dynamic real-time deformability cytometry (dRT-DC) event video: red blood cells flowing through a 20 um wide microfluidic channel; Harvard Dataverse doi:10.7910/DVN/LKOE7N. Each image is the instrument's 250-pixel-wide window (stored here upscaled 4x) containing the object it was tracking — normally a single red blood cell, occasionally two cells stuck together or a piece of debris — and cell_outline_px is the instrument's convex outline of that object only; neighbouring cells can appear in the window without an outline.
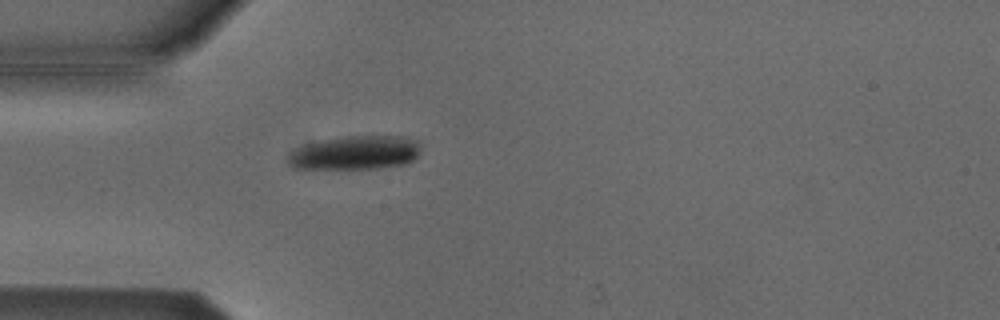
{"species": "Egyptian fruit bat (a non-hibernating species)", "species_latin": "Rousettus aegyptiacus", "temperature_condition": "cold", "stored_images_in_passage": 4, "camera_frame_rate_fps": 3000, "um_per_image_px": 0.085, "animal": {"sex": "male"}, "frame": {"image": 1, "passage_image": 4, "time_ms": 1.0, "image_size_px": [1000, 320], "cell_outline_px": [[420, 152], [412, 160], [404, 164], [380, 168], [296, 168], [288, 164], [288, 156], [296, 148], [304, 144], [344, 136], [404, 136], [420, 140]], "centroid_in_image_um": [30.25, 12.97], "position_along_channel_um": 54.8, "area_um2": 26.13}}